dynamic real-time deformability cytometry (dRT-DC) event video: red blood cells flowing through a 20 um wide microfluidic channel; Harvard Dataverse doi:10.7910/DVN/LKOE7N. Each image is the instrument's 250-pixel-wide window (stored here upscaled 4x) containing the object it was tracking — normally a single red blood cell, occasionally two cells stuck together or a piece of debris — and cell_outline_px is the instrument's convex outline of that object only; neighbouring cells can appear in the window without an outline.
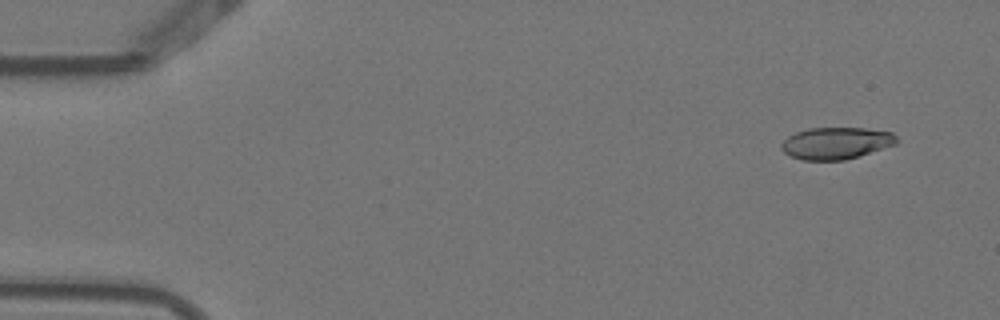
{"species": "Egyptian fruit bat (a non-hibernating species)", "species_latin": "Rousettus aegyptiacus", "temperature_condition": "warm", "stored_images_in_passage": 5, "camera_frame_rate_fps": 3000, "um_per_image_px": 0.085, "animal": {"sex": "female"}, "frame": {"image": 1, "passage_image": 1, "time_ms": 0.0, "image_size_px": [1000, 320], "cell_outline_px": [[900, 140], [896, 144], [844, 160], [804, 160], [792, 156], [784, 152], [780, 148], [780, 144], [788, 136], [796, 132], [808, 128], [864, 128], [892, 132]], "centroid_in_image_um": [71.06, 12.16], "position_along_channel_um": 13.9, "area_um2": 21.33}}
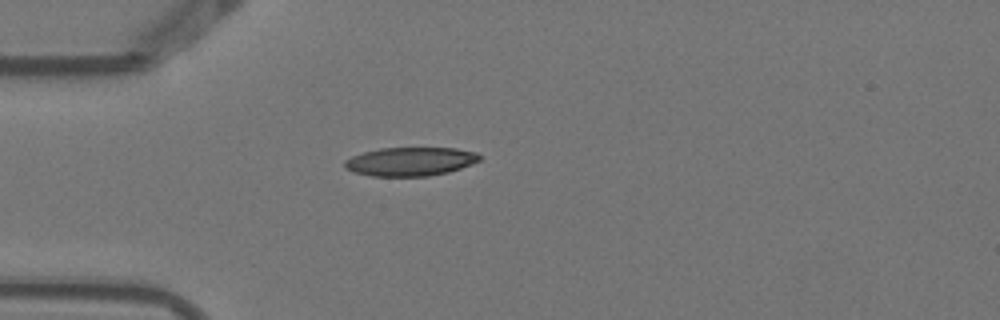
{"frame": {"image": 2, "passage_image": 4, "time_ms": 1.0, "image_size_px": [1000, 320], "cell_outline_px": [[480, 160], [460, 168], [448, 172], [428, 176], [372, 176], [352, 172], [344, 168], [344, 160], [352, 156], [364, 152], [380, 148], [456, 148], [476, 152], [480, 156]], "centroid_in_image_um": [34.84, 13.73], "position_along_channel_um": 50.2, "area_um2": 22.54}}